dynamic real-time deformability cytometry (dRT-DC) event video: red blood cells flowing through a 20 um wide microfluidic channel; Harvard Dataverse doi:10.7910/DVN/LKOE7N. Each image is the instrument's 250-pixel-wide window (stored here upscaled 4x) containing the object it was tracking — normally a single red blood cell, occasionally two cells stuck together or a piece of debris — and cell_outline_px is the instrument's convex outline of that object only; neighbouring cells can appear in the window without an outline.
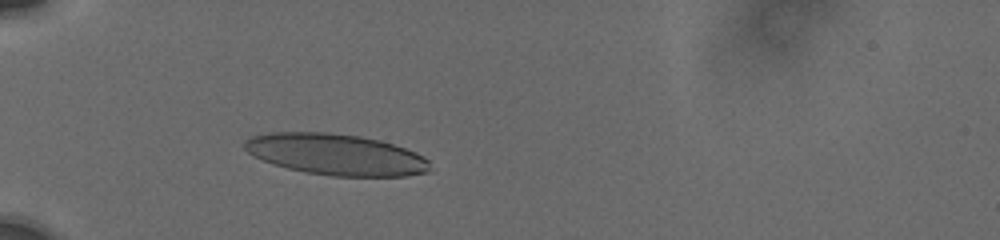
{"species": "human", "species_latin": "Homo sapiens", "temperature_condition": "cold", "stored_images_in_passage": 33, "camera_frame_rate_fps": 3000, "um_per_image_px": 0.085, "donor": {"sex": "male"}, "frame": {"image": 1, "passage_image": 19, "time_ms": 3.667, "image_size_px": [1000, 240], "cell_outline_px": [[432, 172], [408, 176], [332, 176], [304, 172], [272, 164], [252, 156], [244, 148], [244, 140], [252, 136], [268, 132], [328, 132], [360, 136], [380, 140], [416, 152], [428, 160]], "centroid_in_image_um": [28.55, 13.13], "position_along_channel_um": 56.5, "area_um2": 44.85}}
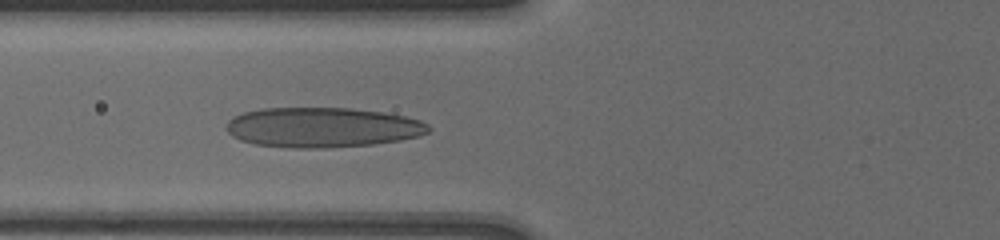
{"frame": {"image": 2, "passage_image": 28, "time_ms": 5.333, "image_size_px": [1000, 240], "cell_outline_px": [[432, 128], [428, 132], [420, 136], [400, 140], [372, 144], [328, 148], [292, 148], [252, 144], [240, 140], [232, 136], [224, 128], [228, 120], [232, 116], [244, 112], [264, 108], [352, 108], [384, 112], [404, 116], [420, 120], [428, 124]], "centroid_in_image_um": [27.38, 10.83], "position_along_channel_um": 98.4, "area_um2": 47.51}}
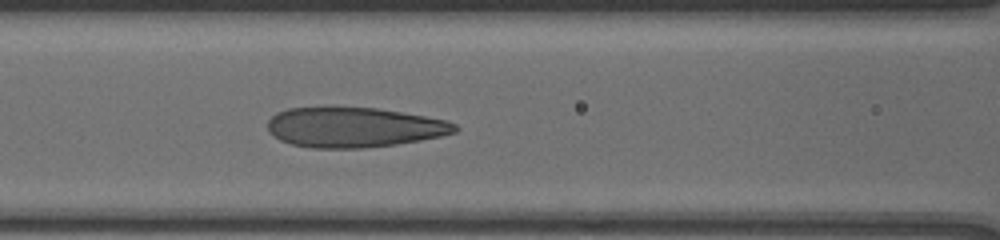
{"frame": {"image": 3, "passage_image": 32, "time_ms": 6.333, "image_size_px": [1000, 240], "cell_outline_px": [[460, 128], [456, 132], [440, 136], [420, 140], [396, 144], [364, 148], [308, 148], [292, 144], [280, 140], [272, 136], [268, 132], [268, 120], [276, 112], [288, 108], [376, 108], [448, 120], [456, 124]], "centroid_in_image_um": [30.07, 10.83], "position_along_channel_um": 136.5, "area_um2": 43.58}}